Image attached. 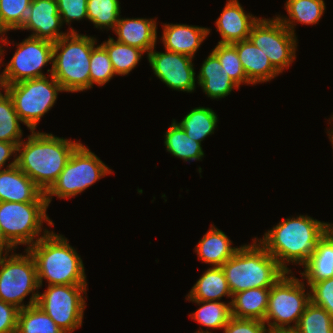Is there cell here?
<instances>
[{"label":"cell","mask_w":333,"mask_h":333,"mask_svg":"<svg viewBox=\"0 0 333 333\" xmlns=\"http://www.w3.org/2000/svg\"><path fill=\"white\" fill-rule=\"evenodd\" d=\"M332 227L333 223L321 222L308 215L289 216L267 230L263 238H255L286 272H292L287 265L304 266Z\"/></svg>","instance_id":"1"},{"label":"cell","mask_w":333,"mask_h":333,"mask_svg":"<svg viewBox=\"0 0 333 333\" xmlns=\"http://www.w3.org/2000/svg\"><path fill=\"white\" fill-rule=\"evenodd\" d=\"M30 132L27 141L23 139L17 146V166L46 193L81 141L57 137L52 133Z\"/></svg>","instance_id":"2"},{"label":"cell","mask_w":333,"mask_h":333,"mask_svg":"<svg viewBox=\"0 0 333 333\" xmlns=\"http://www.w3.org/2000/svg\"><path fill=\"white\" fill-rule=\"evenodd\" d=\"M36 264L39 288L48 285H87L83 260L64 235L50 231L27 249Z\"/></svg>","instance_id":"3"},{"label":"cell","mask_w":333,"mask_h":333,"mask_svg":"<svg viewBox=\"0 0 333 333\" xmlns=\"http://www.w3.org/2000/svg\"><path fill=\"white\" fill-rule=\"evenodd\" d=\"M252 241L239 246L221 266L232 295L251 288H270L286 273L256 238Z\"/></svg>","instance_id":"4"},{"label":"cell","mask_w":333,"mask_h":333,"mask_svg":"<svg viewBox=\"0 0 333 333\" xmlns=\"http://www.w3.org/2000/svg\"><path fill=\"white\" fill-rule=\"evenodd\" d=\"M97 39L70 31L53 43L52 67L47 70L64 92L90 89V58Z\"/></svg>","instance_id":"5"},{"label":"cell","mask_w":333,"mask_h":333,"mask_svg":"<svg viewBox=\"0 0 333 333\" xmlns=\"http://www.w3.org/2000/svg\"><path fill=\"white\" fill-rule=\"evenodd\" d=\"M48 207L47 202H0V229L15 250L19 245L28 249L50 232L43 228L44 222L54 226L46 214Z\"/></svg>","instance_id":"6"},{"label":"cell","mask_w":333,"mask_h":333,"mask_svg":"<svg viewBox=\"0 0 333 333\" xmlns=\"http://www.w3.org/2000/svg\"><path fill=\"white\" fill-rule=\"evenodd\" d=\"M305 284L302 279L293 276V272H286L270 287L264 318L268 330L293 331L295 329L301 315L311 302L310 290L305 288Z\"/></svg>","instance_id":"7"},{"label":"cell","mask_w":333,"mask_h":333,"mask_svg":"<svg viewBox=\"0 0 333 333\" xmlns=\"http://www.w3.org/2000/svg\"><path fill=\"white\" fill-rule=\"evenodd\" d=\"M113 173L109 167L85 145L80 143L72 152L57 181L45 193L49 204L53 196L69 199Z\"/></svg>","instance_id":"8"},{"label":"cell","mask_w":333,"mask_h":333,"mask_svg":"<svg viewBox=\"0 0 333 333\" xmlns=\"http://www.w3.org/2000/svg\"><path fill=\"white\" fill-rule=\"evenodd\" d=\"M25 254L16 252L0 254V300L24 309L37 303L39 284L36 264L31 253L24 249ZM36 291V292H35ZM29 294L28 304L24 299Z\"/></svg>","instance_id":"9"},{"label":"cell","mask_w":333,"mask_h":333,"mask_svg":"<svg viewBox=\"0 0 333 333\" xmlns=\"http://www.w3.org/2000/svg\"><path fill=\"white\" fill-rule=\"evenodd\" d=\"M6 92L23 124L30 131H36L41 118L55 105L58 93L64 90L49 74L7 85Z\"/></svg>","instance_id":"10"},{"label":"cell","mask_w":333,"mask_h":333,"mask_svg":"<svg viewBox=\"0 0 333 333\" xmlns=\"http://www.w3.org/2000/svg\"><path fill=\"white\" fill-rule=\"evenodd\" d=\"M87 290V285H48L42 294H38L36 305L61 330L72 333L82 326Z\"/></svg>","instance_id":"11"},{"label":"cell","mask_w":333,"mask_h":333,"mask_svg":"<svg viewBox=\"0 0 333 333\" xmlns=\"http://www.w3.org/2000/svg\"><path fill=\"white\" fill-rule=\"evenodd\" d=\"M249 39L280 74L296 60L298 39L276 17L259 18L251 28Z\"/></svg>","instance_id":"12"},{"label":"cell","mask_w":333,"mask_h":333,"mask_svg":"<svg viewBox=\"0 0 333 333\" xmlns=\"http://www.w3.org/2000/svg\"><path fill=\"white\" fill-rule=\"evenodd\" d=\"M16 46L13 57L1 72L6 85L45 77L42 69L47 63L52 64L53 42L28 36Z\"/></svg>","instance_id":"13"},{"label":"cell","mask_w":333,"mask_h":333,"mask_svg":"<svg viewBox=\"0 0 333 333\" xmlns=\"http://www.w3.org/2000/svg\"><path fill=\"white\" fill-rule=\"evenodd\" d=\"M154 49L147 54L154 75L172 90L194 92L197 78L193 58L166 49L164 52Z\"/></svg>","instance_id":"14"},{"label":"cell","mask_w":333,"mask_h":333,"mask_svg":"<svg viewBox=\"0 0 333 333\" xmlns=\"http://www.w3.org/2000/svg\"><path fill=\"white\" fill-rule=\"evenodd\" d=\"M62 25L56 0H32L25 22L19 30L32 31L30 36L54 43L70 31H75L69 27L67 33L63 32L60 30Z\"/></svg>","instance_id":"15"},{"label":"cell","mask_w":333,"mask_h":333,"mask_svg":"<svg viewBox=\"0 0 333 333\" xmlns=\"http://www.w3.org/2000/svg\"><path fill=\"white\" fill-rule=\"evenodd\" d=\"M259 18L246 13L238 0H227L215 22L216 31L222 38L218 43L233 44L248 39L252 26Z\"/></svg>","instance_id":"16"},{"label":"cell","mask_w":333,"mask_h":333,"mask_svg":"<svg viewBox=\"0 0 333 333\" xmlns=\"http://www.w3.org/2000/svg\"><path fill=\"white\" fill-rule=\"evenodd\" d=\"M47 202L45 193L17 165L0 170V202Z\"/></svg>","instance_id":"17"},{"label":"cell","mask_w":333,"mask_h":333,"mask_svg":"<svg viewBox=\"0 0 333 333\" xmlns=\"http://www.w3.org/2000/svg\"><path fill=\"white\" fill-rule=\"evenodd\" d=\"M162 43L166 50L194 59L200 45L210 33L209 28L186 24H163Z\"/></svg>","instance_id":"18"},{"label":"cell","mask_w":333,"mask_h":333,"mask_svg":"<svg viewBox=\"0 0 333 333\" xmlns=\"http://www.w3.org/2000/svg\"><path fill=\"white\" fill-rule=\"evenodd\" d=\"M156 19L147 18H121L113 30L117 35V42L130 45L145 53L156 48L157 22Z\"/></svg>","instance_id":"19"},{"label":"cell","mask_w":333,"mask_h":333,"mask_svg":"<svg viewBox=\"0 0 333 333\" xmlns=\"http://www.w3.org/2000/svg\"><path fill=\"white\" fill-rule=\"evenodd\" d=\"M232 45L236 48L243 70L252 85L269 82L279 76L280 73L272 66L268 57L249 38Z\"/></svg>","instance_id":"20"},{"label":"cell","mask_w":333,"mask_h":333,"mask_svg":"<svg viewBox=\"0 0 333 333\" xmlns=\"http://www.w3.org/2000/svg\"><path fill=\"white\" fill-rule=\"evenodd\" d=\"M196 78L202 91L213 100L225 98L233 89H240L229 74L224 71L218 57L212 51L203 61Z\"/></svg>","instance_id":"21"},{"label":"cell","mask_w":333,"mask_h":333,"mask_svg":"<svg viewBox=\"0 0 333 333\" xmlns=\"http://www.w3.org/2000/svg\"><path fill=\"white\" fill-rule=\"evenodd\" d=\"M239 247H233L229 237L214 224L195 246L198 259L210 267H221L230 259Z\"/></svg>","instance_id":"22"},{"label":"cell","mask_w":333,"mask_h":333,"mask_svg":"<svg viewBox=\"0 0 333 333\" xmlns=\"http://www.w3.org/2000/svg\"><path fill=\"white\" fill-rule=\"evenodd\" d=\"M300 272L306 282H317L333 277V227L318 242L315 252Z\"/></svg>","instance_id":"23"},{"label":"cell","mask_w":333,"mask_h":333,"mask_svg":"<svg viewBox=\"0 0 333 333\" xmlns=\"http://www.w3.org/2000/svg\"><path fill=\"white\" fill-rule=\"evenodd\" d=\"M270 288H251L235 293L231 299L232 317L264 321Z\"/></svg>","instance_id":"24"},{"label":"cell","mask_w":333,"mask_h":333,"mask_svg":"<svg viewBox=\"0 0 333 333\" xmlns=\"http://www.w3.org/2000/svg\"><path fill=\"white\" fill-rule=\"evenodd\" d=\"M186 300L220 301L232 298L227 279L221 267H210L193 285Z\"/></svg>","instance_id":"25"},{"label":"cell","mask_w":333,"mask_h":333,"mask_svg":"<svg viewBox=\"0 0 333 333\" xmlns=\"http://www.w3.org/2000/svg\"><path fill=\"white\" fill-rule=\"evenodd\" d=\"M285 9L289 17L275 16L293 35H296V23L318 24L326 10V5L324 0H287Z\"/></svg>","instance_id":"26"},{"label":"cell","mask_w":333,"mask_h":333,"mask_svg":"<svg viewBox=\"0 0 333 333\" xmlns=\"http://www.w3.org/2000/svg\"><path fill=\"white\" fill-rule=\"evenodd\" d=\"M164 136V145L172 156L180 158L184 162L202 161L205 155L202 144L189 138L175 119Z\"/></svg>","instance_id":"27"},{"label":"cell","mask_w":333,"mask_h":333,"mask_svg":"<svg viewBox=\"0 0 333 333\" xmlns=\"http://www.w3.org/2000/svg\"><path fill=\"white\" fill-rule=\"evenodd\" d=\"M197 303L200 306L195 312L191 313L189 316L194 319L200 325L208 327L207 330L200 329L194 333H211L208 329H223L226 324L232 318L231 313V301L221 302V301H201V300H189Z\"/></svg>","instance_id":"28"},{"label":"cell","mask_w":333,"mask_h":333,"mask_svg":"<svg viewBox=\"0 0 333 333\" xmlns=\"http://www.w3.org/2000/svg\"><path fill=\"white\" fill-rule=\"evenodd\" d=\"M217 122L218 115L214 110L208 107H196L177 123L184 129L189 138L202 144L206 137L214 134Z\"/></svg>","instance_id":"29"},{"label":"cell","mask_w":333,"mask_h":333,"mask_svg":"<svg viewBox=\"0 0 333 333\" xmlns=\"http://www.w3.org/2000/svg\"><path fill=\"white\" fill-rule=\"evenodd\" d=\"M101 45L106 49L116 75H128L142 59L143 50L117 42L113 37L103 41Z\"/></svg>","instance_id":"30"},{"label":"cell","mask_w":333,"mask_h":333,"mask_svg":"<svg viewBox=\"0 0 333 333\" xmlns=\"http://www.w3.org/2000/svg\"><path fill=\"white\" fill-rule=\"evenodd\" d=\"M16 333H65L36 304L20 309Z\"/></svg>","instance_id":"31"},{"label":"cell","mask_w":333,"mask_h":333,"mask_svg":"<svg viewBox=\"0 0 333 333\" xmlns=\"http://www.w3.org/2000/svg\"><path fill=\"white\" fill-rule=\"evenodd\" d=\"M119 0H88L87 19L95 28L114 30L121 16Z\"/></svg>","instance_id":"32"},{"label":"cell","mask_w":333,"mask_h":333,"mask_svg":"<svg viewBox=\"0 0 333 333\" xmlns=\"http://www.w3.org/2000/svg\"><path fill=\"white\" fill-rule=\"evenodd\" d=\"M20 123L23 124L14 109L11 97L4 92L0 97V141L18 145L23 140Z\"/></svg>","instance_id":"33"},{"label":"cell","mask_w":333,"mask_h":333,"mask_svg":"<svg viewBox=\"0 0 333 333\" xmlns=\"http://www.w3.org/2000/svg\"><path fill=\"white\" fill-rule=\"evenodd\" d=\"M294 333H333V318L322 307L310 302L301 315Z\"/></svg>","instance_id":"34"},{"label":"cell","mask_w":333,"mask_h":333,"mask_svg":"<svg viewBox=\"0 0 333 333\" xmlns=\"http://www.w3.org/2000/svg\"><path fill=\"white\" fill-rule=\"evenodd\" d=\"M32 0H0V35L19 30L28 14Z\"/></svg>","instance_id":"35"},{"label":"cell","mask_w":333,"mask_h":333,"mask_svg":"<svg viewBox=\"0 0 333 333\" xmlns=\"http://www.w3.org/2000/svg\"><path fill=\"white\" fill-rule=\"evenodd\" d=\"M219 59L224 71L240 87L241 84H252L243 70L236 48L232 44L218 43L212 51Z\"/></svg>","instance_id":"36"},{"label":"cell","mask_w":333,"mask_h":333,"mask_svg":"<svg viewBox=\"0 0 333 333\" xmlns=\"http://www.w3.org/2000/svg\"><path fill=\"white\" fill-rule=\"evenodd\" d=\"M116 76L106 49L100 44L91 52L90 58V89L94 84L104 86Z\"/></svg>","instance_id":"37"},{"label":"cell","mask_w":333,"mask_h":333,"mask_svg":"<svg viewBox=\"0 0 333 333\" xmlns=\"http://www.w3.org/2000/svg\"><path fill=\"white\" fill-rule=\"evenodd\" d=\"M310 299L314 305L324 308L333 318V277L317 282H307Z\"/></svg>","instance_id":"38"},{"label":"cell","mask_w":333,"mask_h":333,"mask_svg":"<svg viewBox=\"0 0 333 333\" xmlns=\"http://www.w3.org/2000/svg\"><path fill=\"white\" fill-rule=\"evenodd\" d=\"M61 21L70 25L73 21L87 19L88 0H56Z\"/></svg>","instance_id":"39"},{"label":"cell","mask_w":333,"mask_h":333,"mask_svg":"<svg viewBox=\"0 0 333 333\" xmlns=\"http://www.w3.org/2000/svg\"><path fill=\"white\" fill-rule=\"evenodd\" d=\"M223 330V333H266L268 328L261 320L232 317Z\"/></svg>","instance_id":"40"},{"label":"cell","mask_w":333,"mask_h":333,"mask_svg":"<svg viewBox=\"0 0 333 333\" xmlns=\"http://www.w3.org/2000/svg\"><path fill=\"white\" fill-rule=\"evenodd\" d=\"M19 310L15 305L0 300V333H16Z\"/></svg>","instance_id":"41"},{"label":"cell","mask_w":333,"mask_h":333,"mask_svg":"<svg viewBox=\"0 0 333 333\" xmlns=\"http://www.w3.org/2000/svg\"><path fill=\"white\" fill-rule=\"evenodd\" d=\"M17 146L16 143L0 141V170L4 167L7 169L17 165ZM11 156L14 157L13 161L5 166L6 162L11 159Z\"/></svg>","instance_id":"42"},{"label":"cell","mask_w":333,"mask_h":333,"mask_svg":"<svg viewBox=\"0 0 333 333\" xmlns=\"http://www.w3.org/2000/svg\"><path fill=\"white\" fill-rule=\"evenodd\" d=\"M1 38H0V41L3 43L0 44V68H1V63L3 62V57H4V51L5 49L3 48L2 45L4 46H8L10 44V42H8V37L5 36V34H2L0 35ZM5 36V37H4ZM6 88H7V85H6V82H5V78L3 76V74L0 73V97L3 96L4 94H2V92H6ZM2 91V92H1Z\"/></svg>","instance_id":"43"},{"label":"cell","mask_w":333,"mask_h":333,"mask_svg":"<svg viewBox=\"0 0 333 333\" xmlns=\"http://www.w3.org/2000/svg\"><path fill=\"white\" fill-rule=\"evenodd\" d=\"M15 251L14 248L6 241L0 229V254L10 253Z\"/></svg>","instance_id":"44"},{"label":"cell","mask_w":333,"mask_h":333,"mask_svg":"<svg viewBox=\"0 0 333 333\" xmlns=\"http://www.w3.org/2000/svg\"><path fill=\"white\" fill-rule=\"evenodd\" d=\"M327 132H328L327 134L329 136V139H330V142L332 145V149H333V126H332V128L328 129Z\"/></svg>","instance_id":"45"},{"label":"cell","mask_w":333,"mask_h":333,"mask_svg":"<svg viewBox=\"0 0 333 333\" xmlns=\"http://www.w3.org/2000/svg\"><path fill=\"white\" fill-rule=\"evenodd\" d=\"M266 333H294L293 331H273V330H268Z\"/></svg>","instance_id":"46"},{"label":"cell","mask_w":333,"mask_h":333,"mask_svg":"<svg viewBox=\"0 0 333 333\" xmlns=\"http://www.w3.org/2000/svg\"><path fill=\"white\" fill-rule=\"evenodd\" d=\"M331 119H329V121H330V125L332 126V122H333V114L331 115V117H330ZM332 123V124H331Z\"/></svg>","instance_id":"47"}]
</instances>
